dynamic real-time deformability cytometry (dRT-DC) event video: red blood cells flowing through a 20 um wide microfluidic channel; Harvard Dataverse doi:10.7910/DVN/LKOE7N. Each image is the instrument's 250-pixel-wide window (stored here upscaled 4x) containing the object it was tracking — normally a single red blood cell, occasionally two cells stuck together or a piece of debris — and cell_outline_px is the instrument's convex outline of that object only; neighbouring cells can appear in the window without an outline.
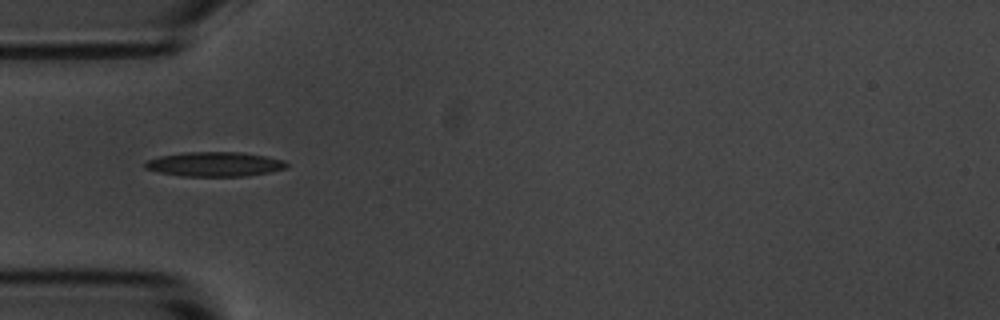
{"species": "common noctule bat (a hibernating species)", "species_latin": "Nyctalus noctula", "temperature_condition": "room temperature", "stored_images_in_passage": 11, "camera_frame_rate_fps": 3000, "um_per_image_px": 0.085, "animal": {"sex": "male", "body_mass_g": 20.1, "forearm_length_mm": 53.5}, "frame": {"image": 1, "passage_image": 1, "time_ms": 0.0, "image_size_px": [1000, 320], "cell_outline_px": [[288, 168], [248, 176], [180, 176], [160, 172], [144, 168], [144, 164], [148, 160], [160, 156], [184, 152], [240, 152], [264, 156], [284, 160], [288, 164]], "centroid_in_image_um": [18.26, 13.96], "position_along_channel_um": 66.7, "area_um2": 20.17}}
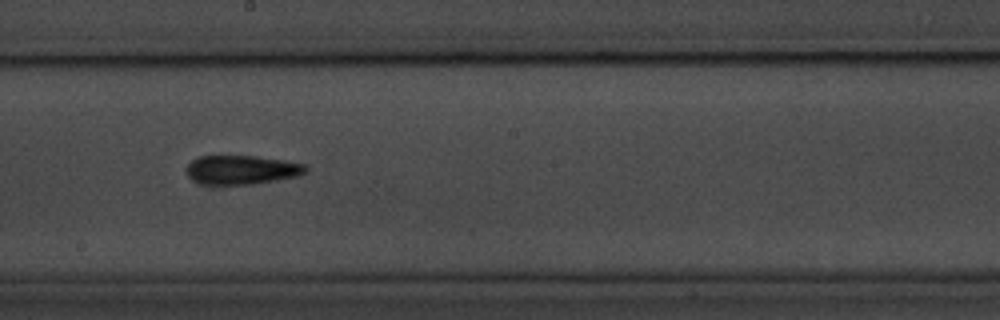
{"frame": {"image": 2, "passage_image": 5, "time_ms": 4.333, "image_size_px": [1000, 320], "cell_outline_px": [[308, 168], [304, 172], [296, 176], [276, 180], [252, 184], [200, 184], [192, 180], [188, 176], [184, 168], [192, 160], [200, 156], [256, 156], [284, 160], [304, 164]], "centroid_in_image_um": [20.48, 14.43], "position_along_channel_um": 227.7, "area_um2": 20.11}}
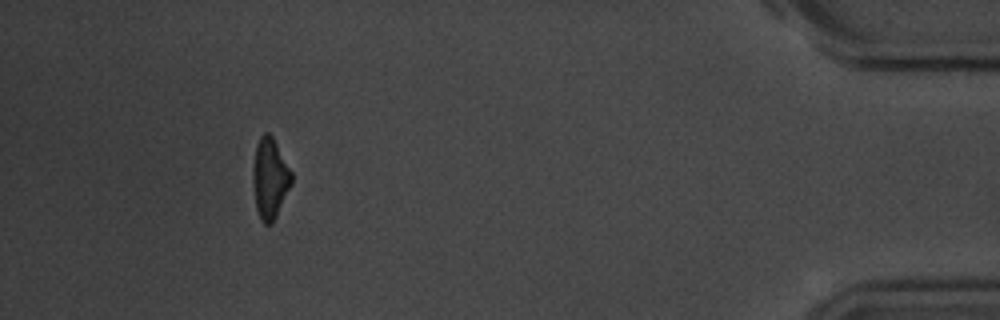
{"frame": {"image": 3, "passage_image": 10, "time_ms": 11.0, "image_size_px": [1000, 320], "cell_outline_px": [[292, 184], [272, 224], [264, 224], [260, 220], [256, 208], [252, 180], [252, 168], [256, 144], [260, 136], [264, 132], [268, 132], [272, 136], [292, 172]], "centroid_in_image_um": [22.93, 15.16], "position_along_channel_um": 412.3, "area_um2": 18.26}, "authors_computed_cell_mechanics": {"area_um2": 19.2474, "velocity_mm_per_s": 3.6936, "shape_relaxation_time_tau1_ms": 1.7192, "shape_relaxation_time_tau2_ms": null, "deformation_change_tau1": 0.0974, "deformation_change_tau2": null}}